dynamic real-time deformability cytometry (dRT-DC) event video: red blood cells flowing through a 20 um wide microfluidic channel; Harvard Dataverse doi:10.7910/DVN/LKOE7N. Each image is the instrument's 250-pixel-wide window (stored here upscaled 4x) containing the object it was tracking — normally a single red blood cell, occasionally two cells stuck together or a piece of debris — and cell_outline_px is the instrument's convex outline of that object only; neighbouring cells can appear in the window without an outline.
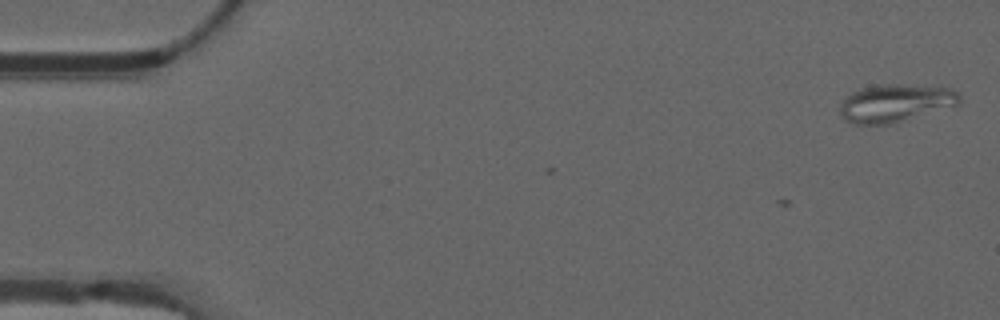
{"species": "common noctule bat (a hibernating species)", "species_latin": "Nyctalus noctula", "temperature_condition": "warm", "stored_images_in_passage": 6, "camera_frame_rate_fps": 3000, "um_per_image_px": 0.085, "animal": {"sex": "male", "forearm_length_mm": 52.5}, "frame": {"image": 1, "passage_image": 1, "time_ms": 0.0, "image_size_px": [1000, 320], "cell_outline_px": [[960, 104], [888, 124], [856, 124], [844, 120], [840, 112], [840, 104], [852, 92], [860, 88], [880, 84], [896, 84], [952, 88], [960, 96]], "centroid_in_image_um": [76.09, 8.75], "position_along_channel_um": 8.9, "area_um2": 25.95}}